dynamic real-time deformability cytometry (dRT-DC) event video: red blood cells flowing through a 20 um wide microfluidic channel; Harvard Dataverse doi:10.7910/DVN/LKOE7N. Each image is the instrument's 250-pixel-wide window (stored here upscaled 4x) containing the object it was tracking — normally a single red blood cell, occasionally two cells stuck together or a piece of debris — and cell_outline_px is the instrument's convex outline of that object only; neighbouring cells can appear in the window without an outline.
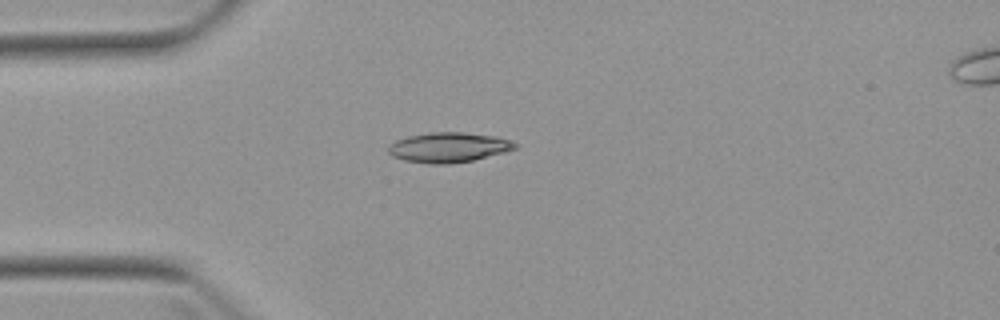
{"species": "Egyptian fruit bat (a non-hibernating species)", "species_latin": "Rousettus aegyptiacus", "temperature_condition": "warm", "stored_images_in_passage": 2, "camera_frame_rate_fps": 3000, "um_per_image_px": 0.085, "animal": {"sex": "female"}, "frame": {"image": 1, "passage_image": 1, "time_ms": 0.0, "image_size_px": [1000, 320], "cell_outline_px": [[516, 148], [504, 152], [472, 160], [448, 164], [428, 164], [404, 160], [392, 156], [388, 152], [388, 144], [396, 140], [408, 136], [432, 132], [464, 132], [496, 136], [508, 140], [516, 144]], "centroid_in_image_um": [38.08, 12.52], "position_along_channel_um": 46.9, "area_um2": 22.02}}